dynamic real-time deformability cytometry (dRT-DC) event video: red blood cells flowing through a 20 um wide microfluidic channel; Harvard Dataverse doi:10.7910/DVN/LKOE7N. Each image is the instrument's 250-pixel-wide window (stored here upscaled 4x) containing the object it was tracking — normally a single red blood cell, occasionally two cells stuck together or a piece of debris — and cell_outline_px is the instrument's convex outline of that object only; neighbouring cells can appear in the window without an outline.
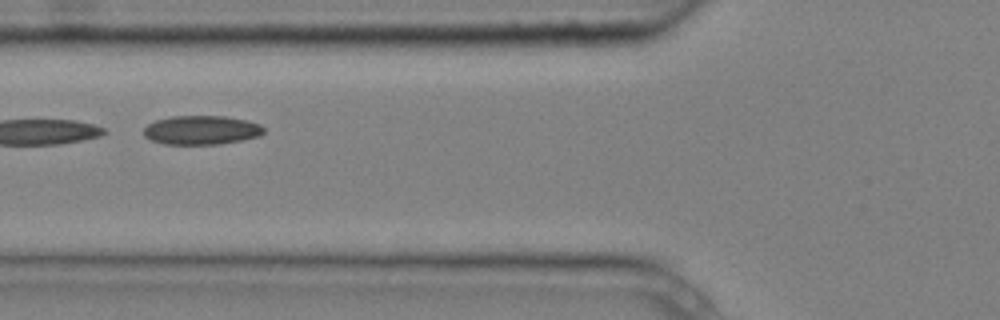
{"species": "common noctule bat (a hibernating species)", "species_latin": "Nyctalus noctula", "temperature_condition": "cold", "stored_images_in_passage": 9, "camera_frame_rate_fps": 3000, "um_per_image_px": 0.085, "animal": {"sex": "male", "body_mass_g": 20.4}, "frame": {"image": 1, "passage_image": 7, "time_ms": 2.0, "image_size_px": [1000, 320], "cell_outline_px": [[264, 132], [260, 136], [220, 144], [164, 144], [152, 140], [144, 136], [144, 128], [148, 124], [156, 120], [172, 116], [224, 116], [248, 120], [260, 124], [264, 128]], "centroid_in_image_um": [17.13, 11.05], "position_along_channel_um": 108.7, "area_um2": 20.29}}
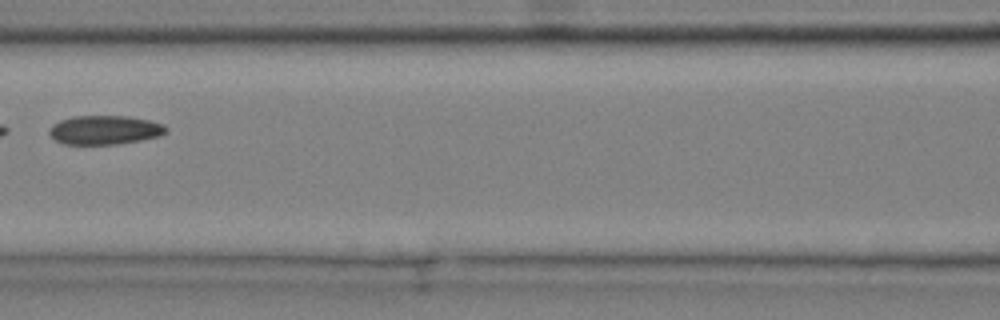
{"frame": {"image": 2, "passage_image": 8, "time_ms": 2.333, "image_size_px": [1000, 320], "cell_outline_px": [[168, 132], [160, 136], [140, 140], [116, 144], [64, 144], [56, 140], [48, 132], [48, 128], [52, 124], [60, 120], [72, 116], [128, 116], [148, 120], [164, 124], [168, 128]], "centroid_in_image_um": [8.91, 11.04], "position_along_channel_um": 157.7, "area_um2": 19.83}}